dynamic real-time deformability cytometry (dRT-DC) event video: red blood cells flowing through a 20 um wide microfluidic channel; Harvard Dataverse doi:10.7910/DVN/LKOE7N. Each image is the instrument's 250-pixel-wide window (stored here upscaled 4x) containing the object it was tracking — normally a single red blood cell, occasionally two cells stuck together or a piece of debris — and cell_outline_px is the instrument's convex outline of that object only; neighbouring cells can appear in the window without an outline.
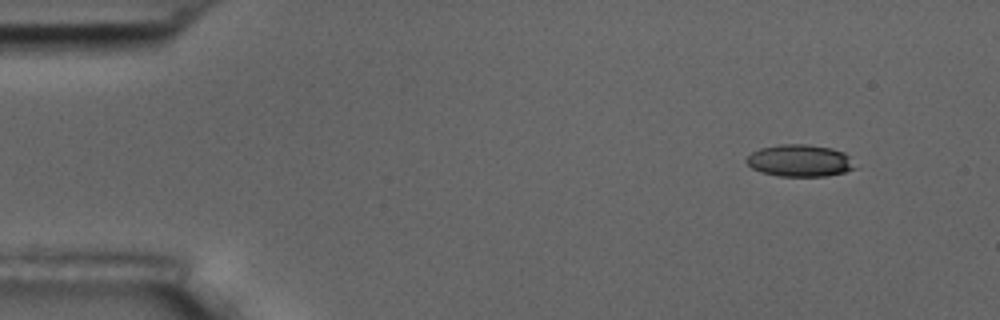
{"species": "common noctule bat (a hibernating species)", "species_latin": "Nyctalus noctula", "temperature_condition": "room temperature", "stored_images_in_passage": 3, "camera_frame_rate_fps": 3000, "um_per_image_px": 0.085, "animal": {"sex": "male", "body_mass_g": 17.5, "forearm_length_mm": 52.3}, "frame": {"image": 1, "passage_image": 1, "time_ms": 0.0, "image_size_px": [1000, 320], "cell_outline_px": [[856, 168], [844, 172], [828, 176], [780, 176], [760, 172], [752, 168], [744, 160], [752, 152], [760, 148], [780, 144], [804, 144], [832, 148], [844, 152], [848, 156]], "centroid_in_image_um": [67.96, 13.65], "position_along_channel_um": 17.0, "area_um2": 20.23}}
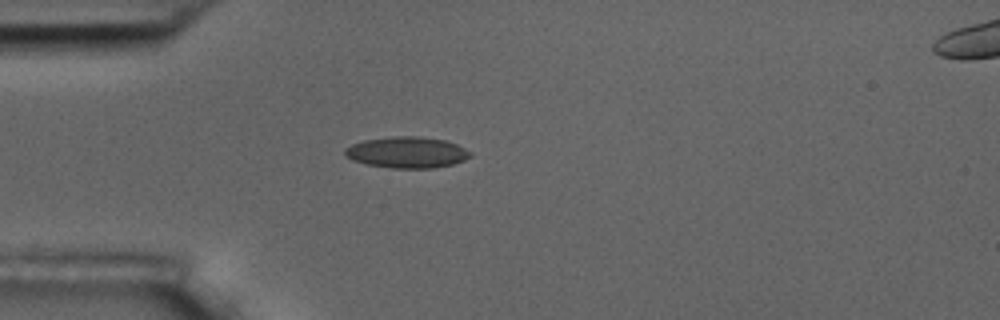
{"frame": {"image": 2, "passage_image": 3, "time_ms": 3.333, "image_size_px": [1000, 320], "cell_outline_px": [[472, 156], [464, 160], [452, 164], [432, 168], [392, 168], [368, 164], [352, 160], [344, 152], [344, 148], [352, 144], [364, 140], [392, 136], [420, 136], [444, 140], [456, 144], [472, 152]], "centroid_in_image_um": [34.6, 12.94], "position_along_channel_um": 50.4, "area_um2": 22.72}}